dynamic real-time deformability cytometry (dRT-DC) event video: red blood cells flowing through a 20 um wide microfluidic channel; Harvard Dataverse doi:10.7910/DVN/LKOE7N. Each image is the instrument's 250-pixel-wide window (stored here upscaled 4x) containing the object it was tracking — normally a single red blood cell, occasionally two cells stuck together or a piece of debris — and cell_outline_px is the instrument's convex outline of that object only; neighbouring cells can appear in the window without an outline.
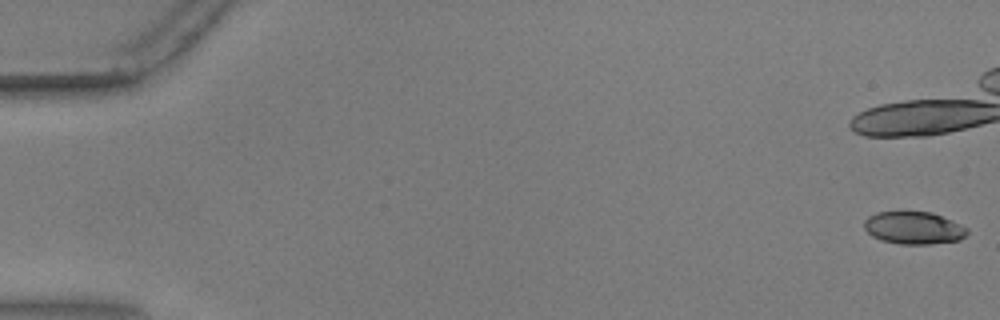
{"species": "common noctule bat (a hibernating species)", "species_latin": "Nyctalus noctula", "temperature_condition": "warm", "stored_images_in_passage": 14, "camera_frame_rate_fps": 3000, "um_per_image_px": 0.085, "animal": {"sex": "male", "body_mass_g": 17.9, "forearm_length_mm": 54.2}, "frame": {"image": 1, "passage_image": 1, "time_ms": 0.0, "image_size_px": [1000, 320], "cell_outline_px": [[968, 232], [960, 240], [928, 244], [900, 244], [880, 240], [872, 236], [864, 228], [864, 220], [868, 216], [876, 212], [932, 212], [952, 220], [968, 228]], "centroid_in_image_um": [77.66, 19.37], "position_along_channel_um": 7.3, "area_um2": 19.54}}